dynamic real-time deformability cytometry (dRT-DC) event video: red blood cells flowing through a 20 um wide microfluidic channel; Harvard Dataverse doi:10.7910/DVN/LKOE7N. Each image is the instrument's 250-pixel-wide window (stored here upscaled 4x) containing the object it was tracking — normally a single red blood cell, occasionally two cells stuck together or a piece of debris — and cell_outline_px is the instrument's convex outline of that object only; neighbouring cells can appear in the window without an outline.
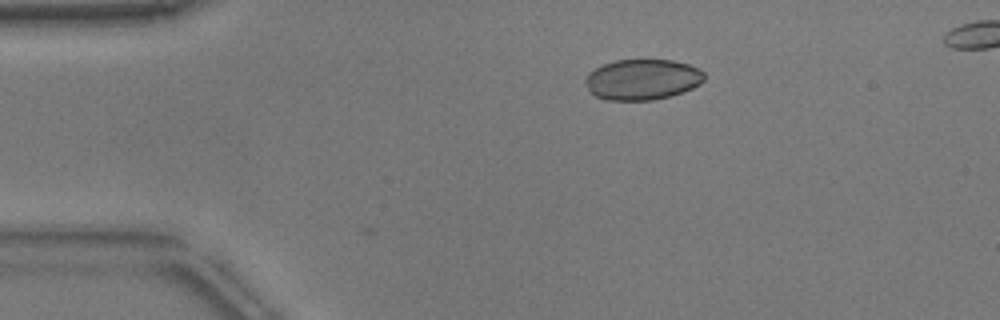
{"species": "common noctule bat (a hibernating species)", "species_latin": "Nyctalus noctula", "temperature_condition": "warm", "stored_images_in_passage": 4, "camera_frame_rate_fps": 3000, "um_per_image_px": 0.085, "animal": {"sex": "male", "body_mass_g": 17.9}, "frame": {"image": 1, "passage_image": 1, "time_ms": 0.0, "image_size_px": [1000, 320], "cell_outline_px": [[704, 80], [700, 84], [692, 88], [668, 96], [652, 100], [604, 100], [596, 96], [588, 88], [584, 80], [588, 72], [604, 64], [616, 60], [672, 60], [688, 64], [704, 72]], "centroid_in_image_um": [54.58, 6.75], "position_along_channel_um": 30.4, "area_um2": 27.98}}